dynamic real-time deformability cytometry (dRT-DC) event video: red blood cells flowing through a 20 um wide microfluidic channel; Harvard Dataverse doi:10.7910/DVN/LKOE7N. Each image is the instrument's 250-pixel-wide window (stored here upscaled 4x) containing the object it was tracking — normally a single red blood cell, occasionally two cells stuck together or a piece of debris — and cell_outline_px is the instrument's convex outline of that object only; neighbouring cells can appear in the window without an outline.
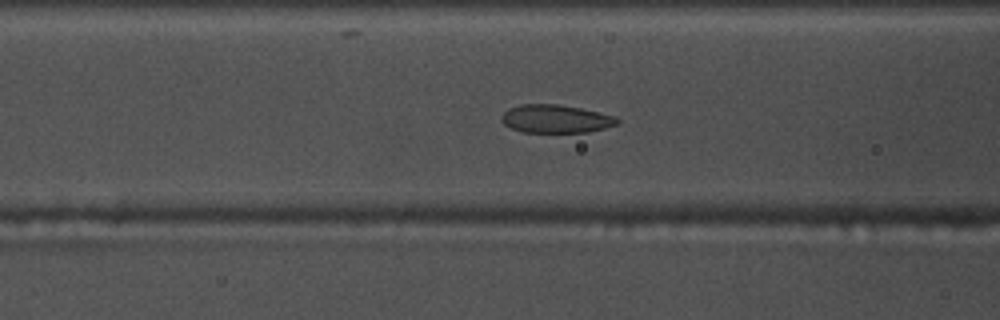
{"species": "common noctule bat (a hibernating species)", "species_latin": "Nyctalus noctula", "temperature_condition": "warm", "stored_images_in_passage": 39, "camera_frame_rate_fps": 3000, "um_per_image_px": 0.085, "animal": {"sex": "male", "body_mass_g": 17.5, "forearm_length_mm": 52.3}, "frame": {"image": 1, "passage_image": 5, "time_ms": 1.333, "image_size_px": [1000, 320], "cell_outline_px": [[620, 124], [588, 132], [524, 132], [512, 128], [504, 124], [500, 120], [500, 116], [508, 108], [520, 104], [556, 104], [580, 108], [616, 116], [620, 120]], "centroid_in_image_um": [47.24, 10.1], "position_along_channel_um": 119.4, "area_um2": 19.07}}
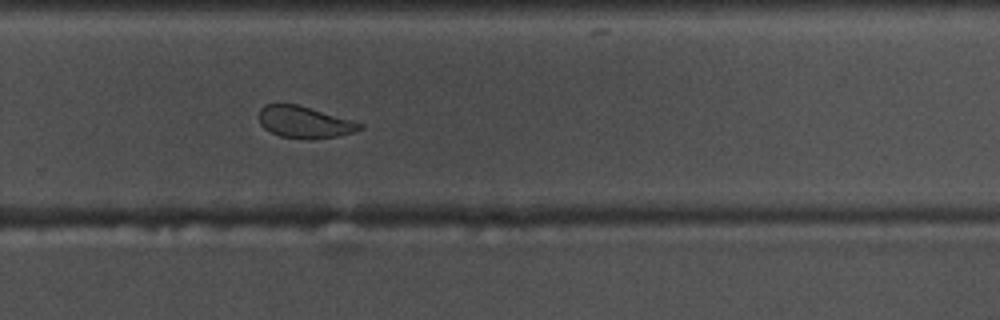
{"frame": {"image": 2, "passage_image": 20, "time_ms": 6.333, "image_size_px": [1000, 320], "cell_outline_px": [[364, 128], [352, 132], [336, 136], [312, 140], [280, 136], [264, 128], [260, 124], [260, 108], [264, 104], [296, 104], [364, 124]], "centroid_in_image_um": [25.87, 10.39], "position_along_channel_um": 303.9, "area_um2": 18.38}}
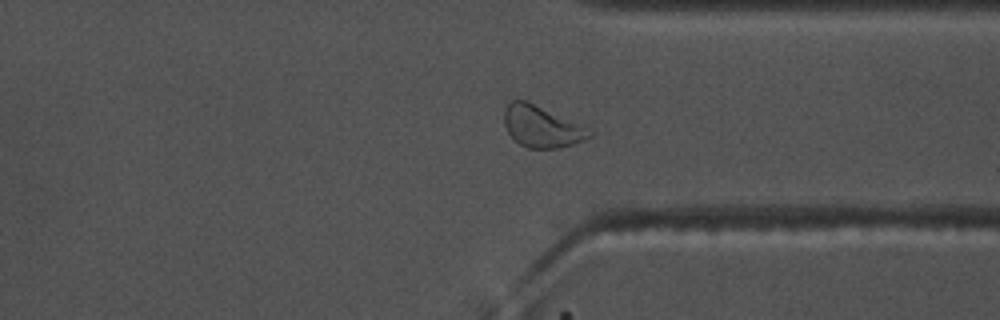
{"frame": {"image": 3, "passage_image": 25, "time_ms": 8.0, "image_size_px": [1000, 320], "cell_outline_px": [[596, 132], [592, 136], [584, 140], [560, 148], [528, 148], [520, 144], [508, 132], [504, 124], [504, 108], [512, 100], [528, 100], [584, 124]], "centroid_in_image_um": [46.11, 10.73], "position_along_channel_um": 365.3, "area_um2": 21.15}}